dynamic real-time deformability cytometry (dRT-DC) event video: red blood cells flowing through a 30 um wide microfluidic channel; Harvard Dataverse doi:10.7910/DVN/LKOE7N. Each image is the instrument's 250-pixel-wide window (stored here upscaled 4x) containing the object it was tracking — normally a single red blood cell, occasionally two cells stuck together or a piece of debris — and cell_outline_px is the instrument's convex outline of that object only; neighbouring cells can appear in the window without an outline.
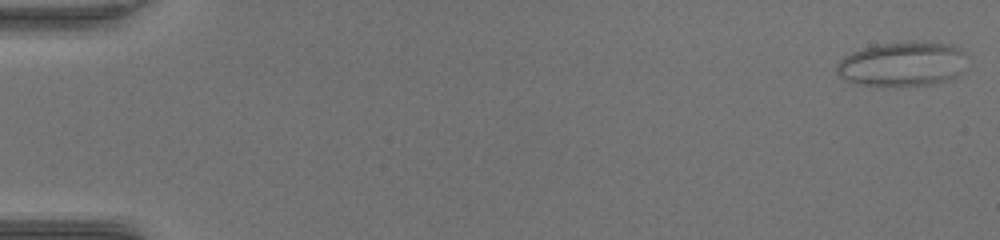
{"species": "common noctule bat (a hibernating species)", "species_latin": "Nyctalus noctula", "temperature_condition": "warm", "stored_images_in_passage": 52, "camera_frame_rate_fps": 3000, "um_per_image_px": 0.085, "animal": {"sex": "female", "body_mass_g": 17.0, "forearm_length_mm": 48.0}, "frame": {"image": 1, "passage_image": 1, "time_ms": 0.0, "image_size_px": [1000, 240], "cell_outline_px": [[964, 52], [960, 72], [952, 80], [932, 84], [860, 84], [844, 80], [836, 72], [836, 64], [844, 56], [852, 52], [876, 44], [912, 40], [956, 44]], "centroid_in_image_um": [76.7, 5.39], "position_along_channel_um": 8.3, "area_um2": 33.64}}
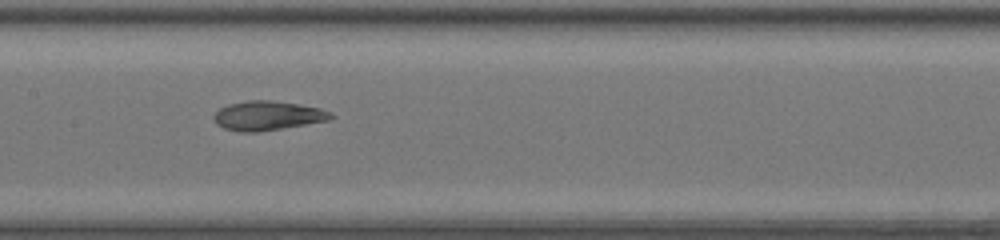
{"frame": {"image": 2, "passage_image": 27, "time_ms": 8.667, "image_size_px": [1000, 240], "cell_outline_px": [[336, 116], [328, 120], [256, 132], [240, 132], [224, 128], [216, 124], [212, 116], [220, 108], [228, 104], [248, 100], [272, 100], [320, 108], [332, 112]], "centroid_in_image_um": [22.72, 9.82], "position_along_channel_um": 184.7, "area_um2": 19.83}}
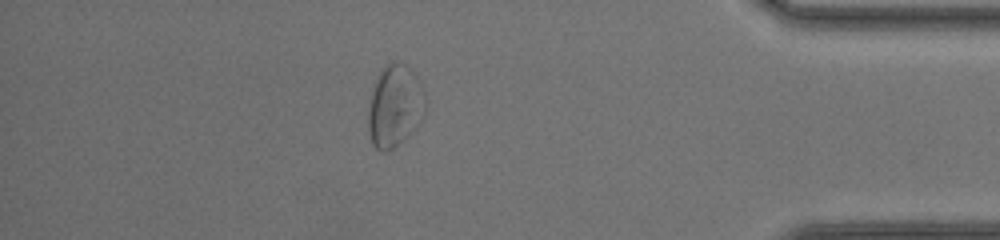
{"frame": {"image": 3, "passage_image": 46, "time_ms": 15.0, "image_size_px": [1000, 240], "cell_outline_px": [[428, 100], [424, 116], [392, 148], [384, 152], [380, 152], [372, 144], [368, 132], [368, 108], [372, 88], [376, 76], [380, 68], [388, 64], [404, 64], [420, 80], [424, 88]], "centroid_in_image_um": [33.55, 8.97], "position_along_channel_um": 401.7, "area_um2": 27.28}, "authors_computed_cell_mechanics": {"area_um2": 25.0563, "velocity_mm_per_s": 3.9951, "shape_relaxation_time_tau1_ms": null, "shape_relaxation_time_tau2_ms": 1.1001, "deformation_change_tau1": null, "deformation_change_tau2": 0.0841}}